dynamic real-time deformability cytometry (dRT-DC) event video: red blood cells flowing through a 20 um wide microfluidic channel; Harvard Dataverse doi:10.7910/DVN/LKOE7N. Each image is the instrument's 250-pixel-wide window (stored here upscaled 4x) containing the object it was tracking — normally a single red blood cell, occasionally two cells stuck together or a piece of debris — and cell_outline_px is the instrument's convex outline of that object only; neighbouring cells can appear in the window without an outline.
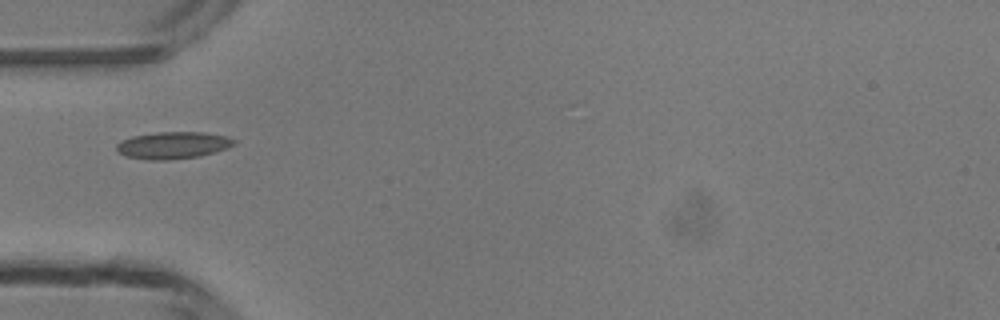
{"species": "common noctule bat (a hibernating species)", "species_latin": "Nyctalus noctula", "temperature_condition": "room temperature", "stored_images_in_passage": 1, "camera_frame_rate_fps": 3000, "um_per_image_px": 0.085, "animal": {"sex": "male", "body_mass_g": 13.3}, "frame": {"image": 1, "passage_image": 1, "time_ms": 0.0, "image_size_px": [1000, 320], "cell_outline_px": [[236, 144], [228, 148], [216, 152], [200, 156], [168, 160], [152, 160], [128, 156], [120, 152], [116, 148], [116, 144], [120, 140], [132, 136], [156, 132], [204, 132], [228, 136], [236, 140]], "centroid_in_image_um": [14.75, 12.33], "position_along_channel_um": 70.2, "area_um2": 18.61}}